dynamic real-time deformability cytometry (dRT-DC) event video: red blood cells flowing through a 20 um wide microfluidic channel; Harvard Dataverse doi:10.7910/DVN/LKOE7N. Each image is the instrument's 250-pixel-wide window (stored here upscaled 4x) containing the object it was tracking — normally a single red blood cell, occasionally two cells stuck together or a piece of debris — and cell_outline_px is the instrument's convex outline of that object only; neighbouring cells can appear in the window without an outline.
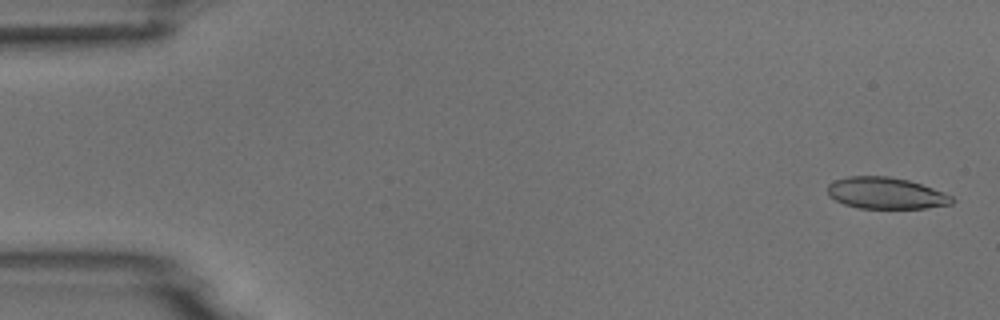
{"species": "common noctule bat (a hibernating species)", "species_latin": "Nyctalus noctula", "temperature_condition": "room temperature", "stored_images_in_passage": 5, "camera_frame_rate_fps": 3000, "um_per_image_px": 0.085, "animal": {"sex": "male", "body_mass_g": 18.8}, "frame": {"image": 1, "passage_image": 1, "time_ms": 0.0, "image_size_px": [1000, 320], "cell_outline_px": [[956, 200], [952, 204], [928, 208], [856, 208], [844, 204], [828, 196], [828, 184], [836, 180], [848, 176], [888, 176], [908, 180], [944, 192], [952, 196]], "centroid_in_image_um": [75.31, 16.42], "position_along_channel_um": 9.7, "area_um2": 22.89}}
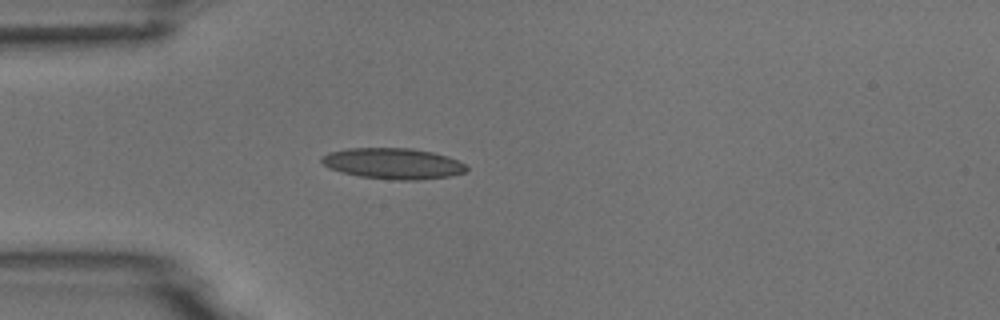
{"frame": {"image": 2, "passage_image": 5, "time_ms": 4.333, "image_size_px": [1000, 320], "cell_outline_px": [[468, 168], [464, 172], [452, 176], [416, 180], [396, 180], [360, 176], [340, 172], [328, 168], [320, 160], [320, 156], [328, 152], [348, 148], [412, 148], [432, 152], [448, 156], [464, 164]], "centroid_in_image_um": [33.38, 13.89], "position_along_channel_um": 51.6, "area_um2": 26.18}}